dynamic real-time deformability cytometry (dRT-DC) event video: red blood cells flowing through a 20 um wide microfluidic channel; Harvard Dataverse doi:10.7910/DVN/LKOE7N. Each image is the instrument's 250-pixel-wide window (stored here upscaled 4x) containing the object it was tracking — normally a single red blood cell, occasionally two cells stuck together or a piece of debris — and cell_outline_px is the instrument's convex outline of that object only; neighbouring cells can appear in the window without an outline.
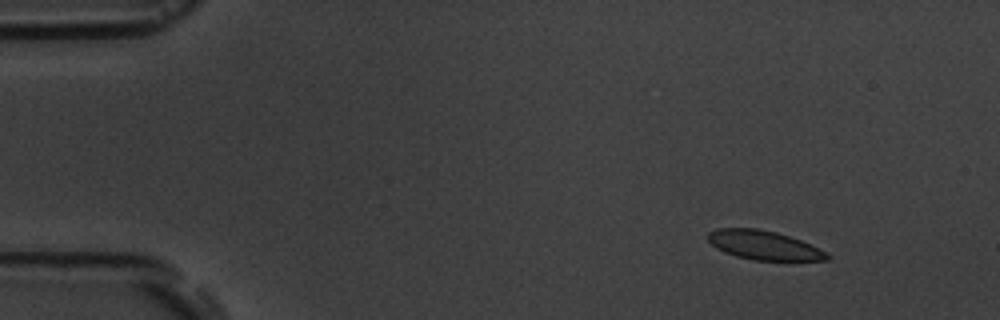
{"species": "common noctule bat (a hibernating species)", "species_latin": "Nyctalus noctula", "temperature_condition": "room temperature", "stored_images_in_passage": 6, "camera_frame_rate_fps": 3000, "um_per_image_px": 0.085, "animal": {"sex": "male", "body_mass_g": 19.5, "forearm_length_mm": 54.6}, "frame": {"image": 1, "passage_image": 2, "time_ms": 2.0, "image_size_px": [1000, 320], "cell_outline_px": [[832, 256], [828, 260], [752, 260], [736, 256], [724, 252], [716, 248], [708, 240], [708, 232], [716, 228], [756, 228], [776, 232], [800, 240], [828, 252]], "centroid_in_image_um": [64.93, 20.84], "position_along_channel_um": 20.1, "area_um2": 20.17}}
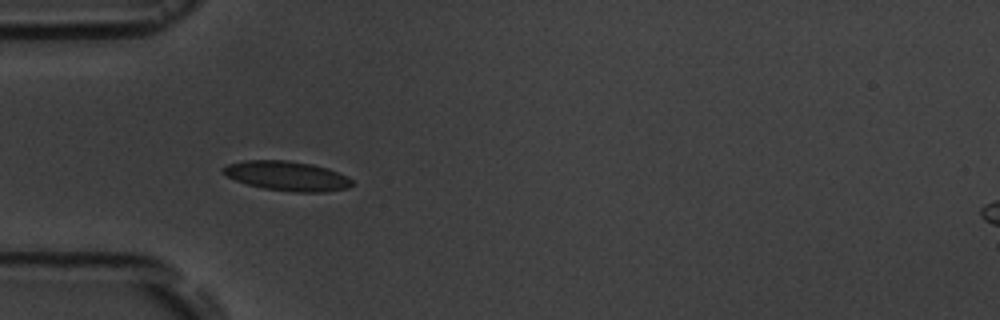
{"frame": {"image": 2, "passage_image": 5, "time_ms": 5.667, "image_size_px": [1000, 320], "cell_outline_px": [[352, 184], [348, 188], [324, 192], [292, 192], [264, 188], [248, 184], [236, 180], [220, 172], [220, 168], [228, 164], [244, 160], [288, 160], [312, 164], [328, 168], [352, 180]], "centroid_in_image_um": [24.36, 14.95], "position_along_channel_um": 60.6, "area_um2": 22.14}}
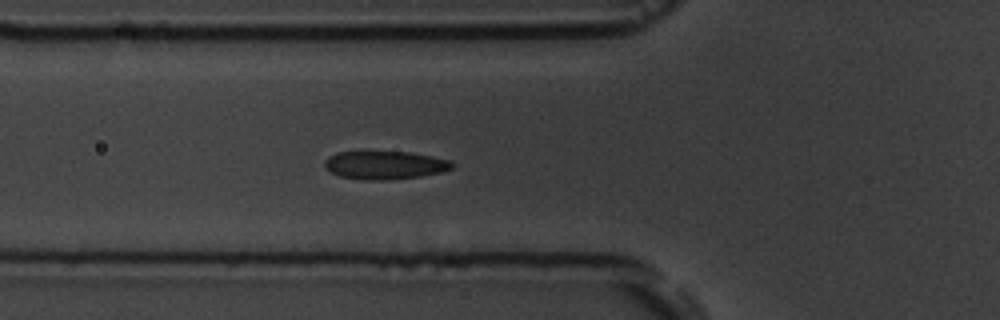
{"frame": {"image": 3, "passage_image": 6, "time_ms": 6.667, "image_size_px": [1000, 320], "cell_outline_px": [[452, 168], [444, 172], [420, 176], [388, 180], [364, 180], [340, 176], [324, 168], [324, 160], [328, 156], [336, 152], [360, 148], [412, 152], [452, 160]], "centroid_in_image_um": [32.65, 13.97], "position_along_channel_um": 93.2, "area_um2": 22.2}}